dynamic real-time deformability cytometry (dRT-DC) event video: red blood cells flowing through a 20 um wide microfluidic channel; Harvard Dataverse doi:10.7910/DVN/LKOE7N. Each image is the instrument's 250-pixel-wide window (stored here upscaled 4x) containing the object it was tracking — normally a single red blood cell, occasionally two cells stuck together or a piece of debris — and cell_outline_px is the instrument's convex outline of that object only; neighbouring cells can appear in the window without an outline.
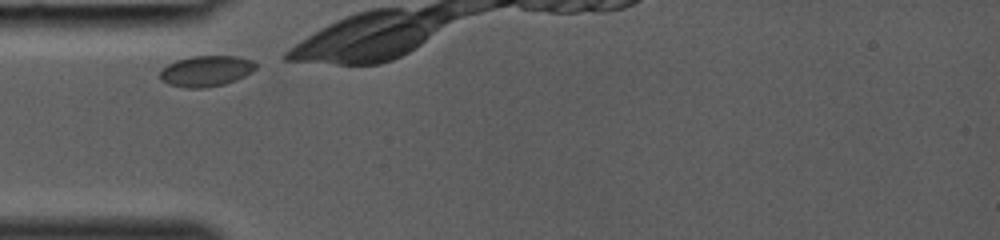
{"species": "common noctule bat (a hibernating species)", "species_latin": "Nyctalus noctula", "temperature_condition": "room temperature", "stored_images_in_passage": 6, "camera_frame_rate_fps": 3000, "um_per_image_px": 0.085, "animal": {"sex": "female", "body_mass_g": 19.0, "forearm_length_mm": 53.3}, "frame": {"image": 1, "passage_image": 1, "time_ms": 0.0, "image_size_px": [1000, 240], "cell_outline_px": [[256, 68], [252, 72], [236, 80], [224, 84], [204, 88], [184, 88], [168, 84], [160, 80], [160, 72], [168, 64], [176, 60], [192, 56], [236, 56], [252, 60], [256, 64]], "centroid_in_image_um": [17.51, 6.04], "position_along_channel_um": 67.5, "area_um2": 17.22}}